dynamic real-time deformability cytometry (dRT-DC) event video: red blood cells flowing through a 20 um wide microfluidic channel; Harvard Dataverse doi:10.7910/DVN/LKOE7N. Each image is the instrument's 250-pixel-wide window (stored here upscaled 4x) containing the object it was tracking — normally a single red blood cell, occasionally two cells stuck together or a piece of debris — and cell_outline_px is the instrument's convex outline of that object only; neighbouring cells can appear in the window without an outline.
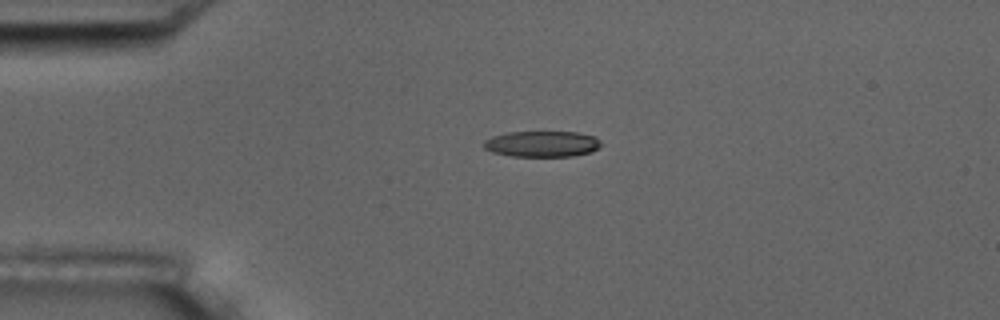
{"species": "common noctule bat (a hibernating species)", "species_latin": "Nyctalus noctula", "temperature_condition": "room temperature", "stored_images_in_passage": 3, "camera_frame_rate_fps": 3000, "um_per_image_px": 0.085, "animal": {"sex": "male", "body_mass_g": 17.5, "forearm_length_mm": 52.3}, "frame": {"image": 1, "passage_image": 2, "time_ms": 1.0, "image_size_px": [1000, 320], "cell_outline_px": [[600, 148], [592, 152], [572, 156], [512, 156], [492, 152], [484, 148], [484, 140], [492, 136], [508, 132], [576, 132], [596, 136], [600, 140]], "centroid_in_image_um": [46.1, 12.23], "position_along_channel_um": 38.9, "area_um2": 17.8}}